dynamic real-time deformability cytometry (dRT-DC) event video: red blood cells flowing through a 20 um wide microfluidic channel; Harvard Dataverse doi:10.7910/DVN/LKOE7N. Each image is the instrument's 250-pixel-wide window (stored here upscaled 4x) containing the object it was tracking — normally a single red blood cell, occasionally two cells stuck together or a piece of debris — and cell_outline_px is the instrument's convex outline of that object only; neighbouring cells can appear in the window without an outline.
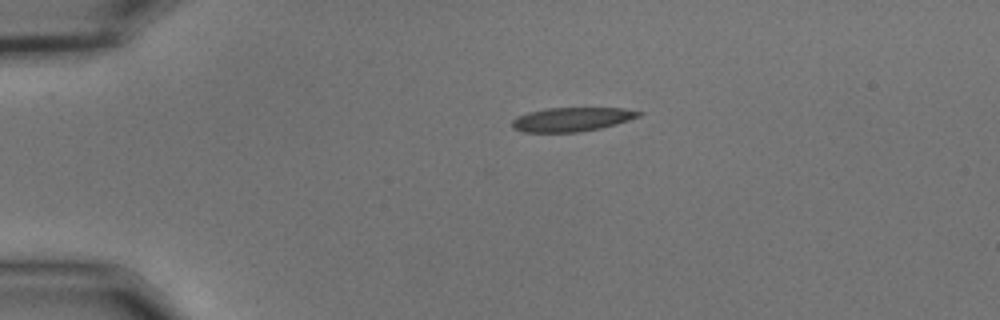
{"species": "common noctule bat (a hibernating species)", "species_latin": "Nyctalus noctula", "temperature_condition": "cold", "stored_images_in_passage": 44, "camera_frame_rate_fps": 3000, "um_per_image_px": 0.085, "animal": {"sex": "male", "body_mass_g": 15.6}, "frame": {"image": 1, "passage_image": 1, "time_ms": 0.0, "image_size_px": [1000, 320], "cell_outline_px": [[644, 112], [640, 116], [616, 124], [600, 128], [580, 132], [524, 132], [512, 128], [512, 120], [516, 116], [528, 112], [548, 108], [624, 108]], "centroid_in_image_um": [48.59, 10.14], "position_along_channel_um": 36.4, "area_um2": 17.74}}
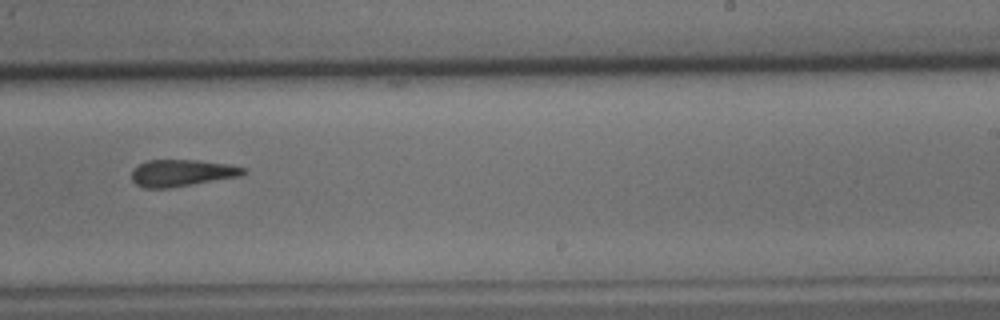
{"frame": {"image": 2, "passage_image": 24, "time_ms": 7.667, "image_size_px": [1000, 320], "cell_outline_px": [[248, 172], [240, 176], [168, 188], [144, 188], [136, 184], [132, 180], [132, 168], [148, 160], [200, 160], [228, 164], [248, 168]], "centroid_in_image_um": [15.47, 14.69], "position_along_channel_um": 273.5, "area_um2": 17.51}}
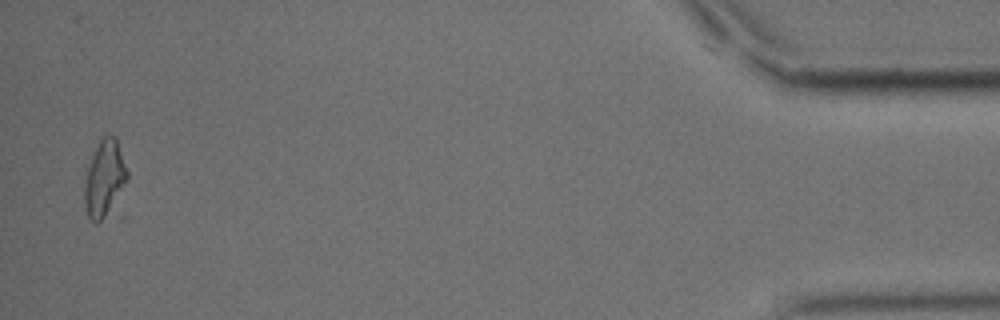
{"frame": {"image": 3, "passage_image": 43, "time_ms": 14.0, "image_size_px": [1000, 320], "cell_outline_px": [[128, 216], [124, 220], [96, 224], [88, 216], [84, 200], [84, 188], [88, 168], [92, 156], [100, 140], [104, 136], [116, 136], [128, 172]], "centroid_in_image_um": [9.09, 15.6], "position_along_channel_um": 426.1, "area_um2": 22.43}, "authors_computed_cell_mechanics": {"area_um2": 18.207, "velocity_mm_per_s": 3.6581, "shape_relaxation_time_tau1_ms": 10.1045, "shape_relaxation_time_tau2_ms": 10.2431, "deformation_change_tau1": 0.2702, "deformation_change_tau2": 0.2596}}